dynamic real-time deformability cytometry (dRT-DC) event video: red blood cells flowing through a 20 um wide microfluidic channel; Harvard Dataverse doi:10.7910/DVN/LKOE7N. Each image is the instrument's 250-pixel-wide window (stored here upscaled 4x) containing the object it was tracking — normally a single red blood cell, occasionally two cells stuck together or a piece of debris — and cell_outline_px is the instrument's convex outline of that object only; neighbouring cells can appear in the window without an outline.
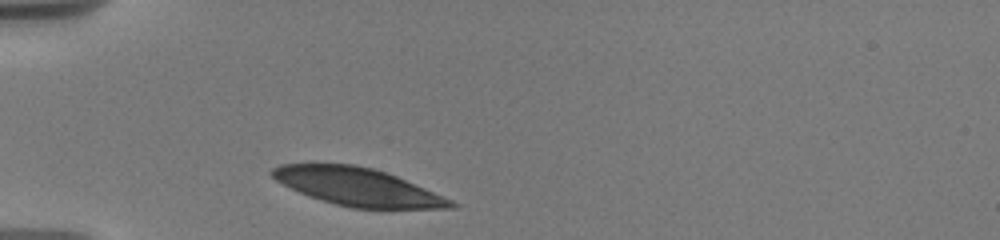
{"species": "human", "species_latin": "Homo sapiens", "temperature_condition": "warm", "stored_images_in_passage": 34, "camera_frame_rate_fps": 3000, "um_per_image_px": 0.085, "donor": {"sex": "male"}, "frame": {"image": 1, "passage_image": 1, "time_ms": 0.0, "image_size_px": [1000, 240], "cell_outline_px": [[460, 204], [456, 208], [352, 208], [336, 204], [308, 196], [276, 180], [268, 172], [272, 168], [280, 164], [356, 164], [372, 168], [396, 176], [452, 200]], "centroid_in_image_um": [30.39, 15.88], "position_along_channel_um": 54.6, "area_um2": 38.84}}
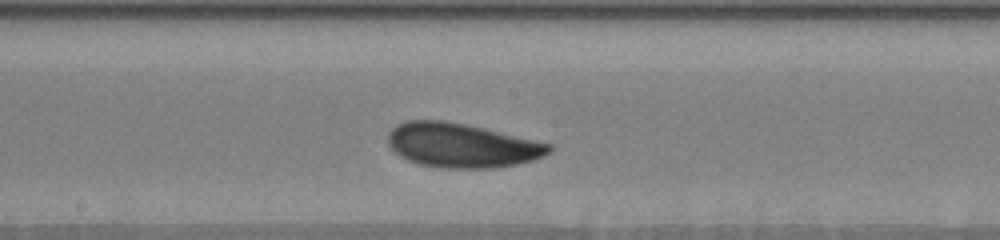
{"frame": {"image": 2, "passage_image": 16, "time_ms": 4.667, "image_size_px": [1000, 240], "cell_outline_px": [[552, 152], [536, 160], [516, 164], [492, 168], [448, 168], [420, 164], [408, 160], [400, 156], [388, 144], [388, 132], [396, 124], [404, 120], [444, 120], [484, 128], [552, 144]], "centroid_in_image_um": [39.25, 12.35], "position_along_channel_um": 208.9, "area_um2": 41.62}}
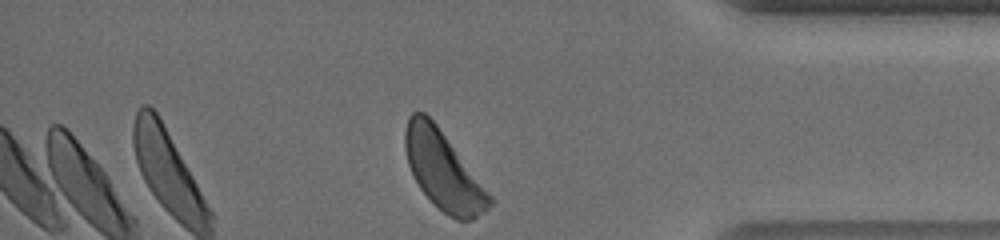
{"frame": {"image": 3, "passage_image": 34, "time_ms": 10.333, "image_size_px": [1000, 240], "cell_outline_px": [[492, 204], [484, 212], [472, 220], [456, 220], [448, 216], [420, 188], [408, 164], [404, 148], [404, 132], [408, 116], [412, 112], [424, 112], [436, 124], [492, 196]], "centroid_in_image_um": [37.66, 14.48], "position_along_channel_um": 397.5, "area_um2": 37.86}, "authors_computed_cell_mechanics": {"area_um2": 40.5178, "velocity_mm_per_s": 3.6586, "shape_relaxation_time_tau1_ms": 2.893, "shape_relaxation_time_tau2_ms": null, "deformation_change_tau1": 0.0957, "deformation_change_tau2": null}}